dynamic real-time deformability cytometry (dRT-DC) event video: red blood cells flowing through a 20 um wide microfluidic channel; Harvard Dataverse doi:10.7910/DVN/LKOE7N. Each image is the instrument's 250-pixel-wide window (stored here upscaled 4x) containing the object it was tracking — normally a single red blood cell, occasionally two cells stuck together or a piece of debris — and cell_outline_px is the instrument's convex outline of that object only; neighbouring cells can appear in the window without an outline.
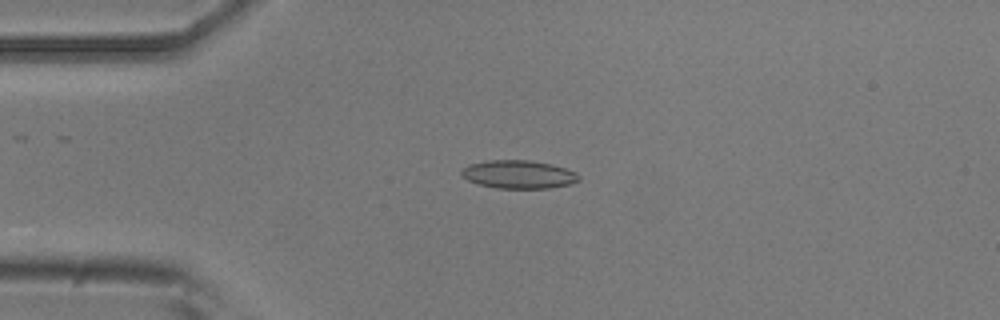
{"species": "common noctule bat (a hibernating species)", "species_latin": "Nyctalus noctula", "temperature_condition": "room temperature", "stored_images_in_passage": 45, "camera_frame_rate_fps": 3000, "um_per_image_px": 0.085, "animal": {"sex": "male", "body_mass_g": 20.5, "forearm_length_mm": 52.5}, "frame": {"image": 1, "passage_image": 6, "time_ms": 1.667, "image_size_px": [1000, 320], "cell_outline_px": [[580, 180], [572, 184], [548, 188], [496, 188], [480, 184], [468, 180], [460, 176], [460, 172], [468, 164], [488, 160], [528, 160], [552, 164], [576, 172], [580, 176]], "centroid_in_image_um": [44.08, 14.82], "position_along_channel_um": 40.9, "area_um2": 19.36}}
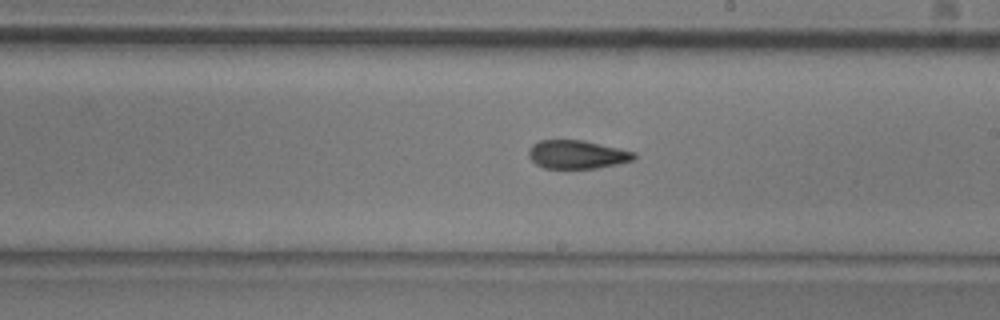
{"frame": {"image": 2, "passage_image": 23, "time_ms": 7.333, "image_size_px": [1000, 320], "cell_outline_px": [[636, 160], [596, 168], [544, 168], [536, 164], [528, 156], [528, 148], [532, 144], [540, 140], [584, 140], [636, 152]], "centroid_in_image_um": [49.05, 13.12], "position_along_channel_um": 239.9, "area_um2": 17.57}}
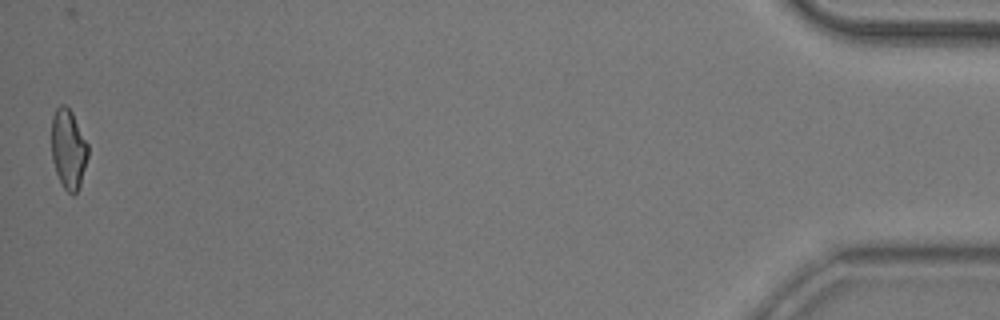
{"frame": {"image": 3, "passage_image": 45, "time_ms": 14.667, "image_size_px": [1000, 320], "cell_outline_px": [[88, 156], [80, 184], [76, 192], [72, 196], [64, 188], [56, 172], [52, 160], [52, 116], [56, 108], [60, 104], [64, 104], [72, 112], [88, 144]], "centroid_in_image_um": [5.81, 12.65], "position_along_channel_um": 429.4, "area_um2": 16.82}, "authors_computed_cell_mechanics": {"area_um2": 18.0914, "velocity_mm_per_s": 3.8959, "shape_relaxation_time_tau1_ms": 7.2628, "shape_relaxation_time_tau2_ms": 2.8335, "deformation_change_tau1": 0.1473, "deformation_change_tau2": 0.0986}}